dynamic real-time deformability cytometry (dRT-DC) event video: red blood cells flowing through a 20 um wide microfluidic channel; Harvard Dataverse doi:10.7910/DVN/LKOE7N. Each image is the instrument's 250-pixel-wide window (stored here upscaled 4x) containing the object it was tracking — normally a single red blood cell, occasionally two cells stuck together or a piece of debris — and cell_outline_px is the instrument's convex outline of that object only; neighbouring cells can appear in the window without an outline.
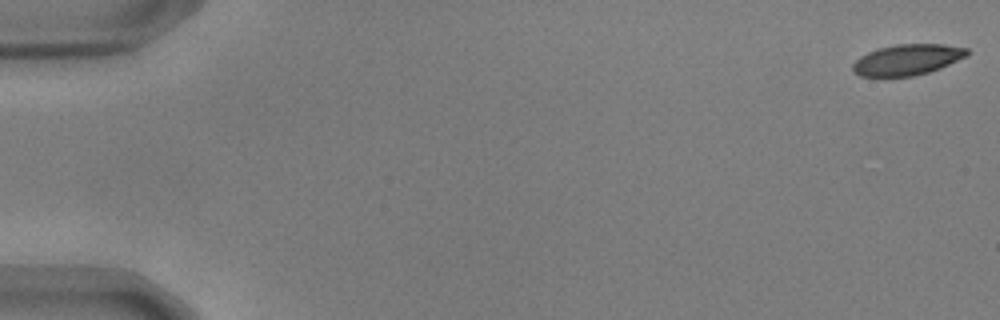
{"species": "common noctule bat (a hibernating species)", "species_latin": "Nyctalus noctula", "temperature_condition": "warm", "stored_images_in_passage": 55, "camera_frame_rate_fps": 3000, "um_per_image_px": 0.085, "animal": {"sex": "male", "body_mass_g": 17.9, "forearm_length_mm": 54.2}, "frame": {"image": 1, "passage_image": 1, "time_ms": 0.0, "image_size_px": [1000, 320], "cell_outline_px": [[968, 56], [940, 68], [928, 72], [912, 76], [860, 76], [852, 72], [852, 64], [860, 56], [876, 48], [896, 44], [944, 44], [968, 48]], "centroid_in_image_um": [77.11, 5.06], "position_along_channel_um": 7.9, "area_um2": 20.63}}
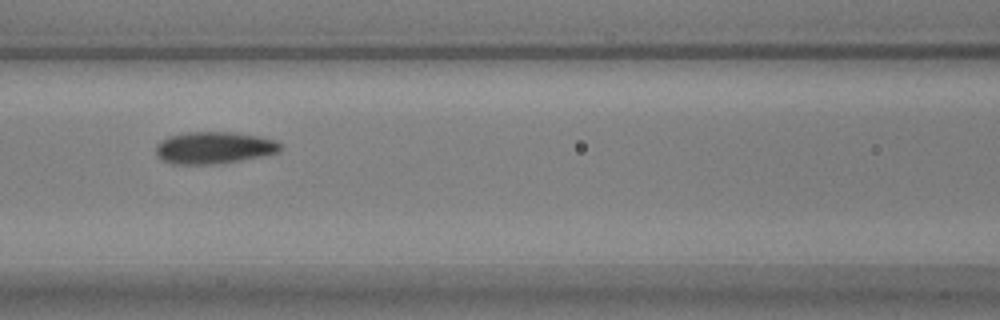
{"frame": {"image": 2, "passage_image": 25, "time_ms": 8.0, "image_size_px": [1000, 320], "cell_outline_px": [[284, 148], [280, 152], [264, 156], [240, 160], [212, 164], [172, 164], [156, 156], [156, 144], [160, 140], [168, 136], [188, 132], [232, 132], [260, 136], [276, 140]], "centroid_in_image_um": [18.21, 12.55], "position_along_channel_um": 148.4, "area_um2": 23.41}}
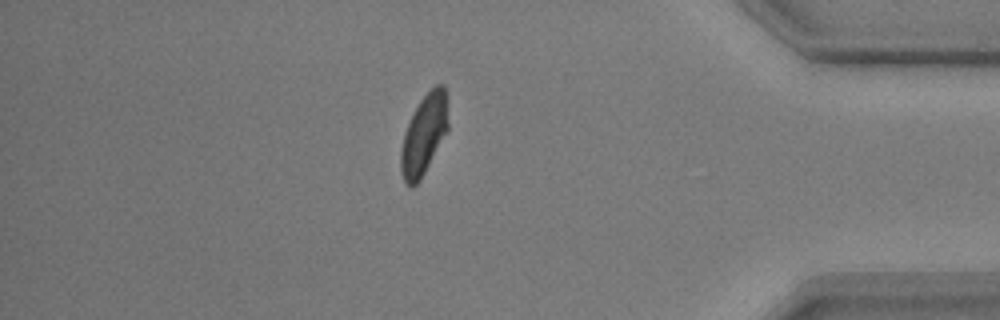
{"frame": {"image": 3, "passage_image": 48, "time_ms": 15.667, "image_size_px": [1000, 320], "cell_outline_px": [[448, 128], [420, 180], [412, 188], [404, 180], [400, 172], [400, 148], [404, 132], [420, 100], [436, 84], [444, 84], [448, 124]], "centroid_in_image_um": [36.0, 11.46], "position_along_channel_um": 399.2, "area_um2": 21.56}, "authors_computed_cell_mechanics": {"area_um2": 22.3108, "velocity_mm_per_s": 3.6817, "shape_relaxation_time_tau1_ms": 3.2344, "shape_relaxation_time_tau2_ms": 1.1992, "deformation_change_tau1": 0.1284, "deformation_change_tau2": 0.0549}}